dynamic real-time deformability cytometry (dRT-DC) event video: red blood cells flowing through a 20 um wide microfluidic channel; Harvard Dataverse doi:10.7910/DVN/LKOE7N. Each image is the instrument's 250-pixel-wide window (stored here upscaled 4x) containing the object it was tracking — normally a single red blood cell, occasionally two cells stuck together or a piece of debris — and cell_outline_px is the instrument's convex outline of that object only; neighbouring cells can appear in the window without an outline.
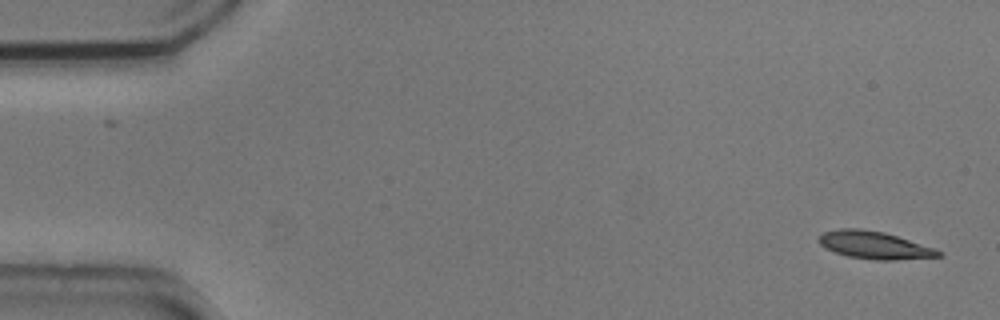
{"species": "common noctule bat (a hibernating species)", "species_latin": "Nyctalus noctula", "temperature_condition": "cold", "stored_images_in_passage": 2, "camera_frame_rate_fps": 3000, "um_per_image_px": 0.085, "animal": {"sex": "male", "body_mass_g": 20.5, "forearm_length_mm": 52.5}, "frame": {"image": 1, "passage_image": 2, "time_ms": 0.333, "image_size_px": [1000, 320], "cell_outline_px": [[944, 256], [896, 260], [876, 260], [848, 256], [824, 248], [816, 240], [824, 232], [840, 228], [860, 228], [884, 232], [936, 248], [944, 252]], "centroid_in_image_um": [74.36, 20.84], "position_along_channel_um": 10.6, "area_um2": 19.36}}